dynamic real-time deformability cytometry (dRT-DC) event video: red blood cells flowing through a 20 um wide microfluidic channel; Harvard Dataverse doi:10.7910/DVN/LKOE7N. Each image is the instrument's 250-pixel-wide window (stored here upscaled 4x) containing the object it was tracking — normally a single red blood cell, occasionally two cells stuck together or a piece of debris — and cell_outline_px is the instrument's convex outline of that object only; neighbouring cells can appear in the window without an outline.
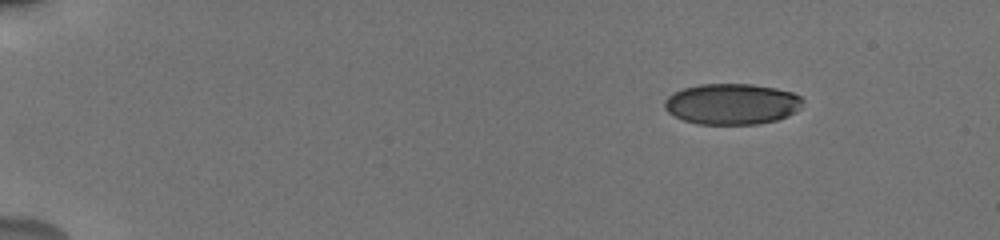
{"species": "human", "species_latin": "Homo sapiens", "temperature_condition": "cold", "stored_images_in_passage": 48, "camera_frame_rate_fps": 3000, "um_per_image_px": 0.085, "donor": {"sex": "male"}, "frame": {"image": 1, "passage_image": 1, "time_ms": 0.0, "image_size_px": [1000, 240], "cell_outline_px": [[804, 100], [800, 108], [788, 116], [776, 120], [756, 124], [696, 124], [684, 120], [668, 112], [664, 108], [664, 100], [668, 96], [684, 88], [700, 84], [752, 84], [776, 88], [792, 92], [800, 96]], "centroid_in_image_um": [62.22, 8.84], "position_along_channel_um": 22.8, "area_um2": 32.95}}
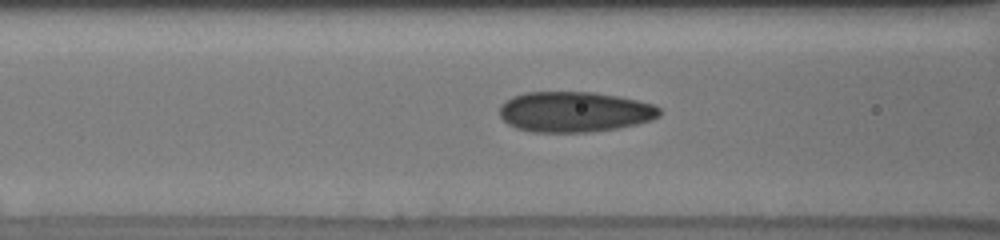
{"frame": {"image": 2, "passage_image": 18, "time_ms": 5.667, "image_size_px": [1000, 240], "cell_outline_px": [[660, 116], [652, 120], [636, 124], [616, 128], [588, 132], [532, 132], [516, 128], [508, 124], [500, 116], [500, 104], [512, 96], [524, 92], [596, 92], [636, 100], [652, 104], [660, 108]], "centroid_in_image_um": [48.8, 9.5], "position_along_channel_um": 117.8, "area_um2": 37.74}}
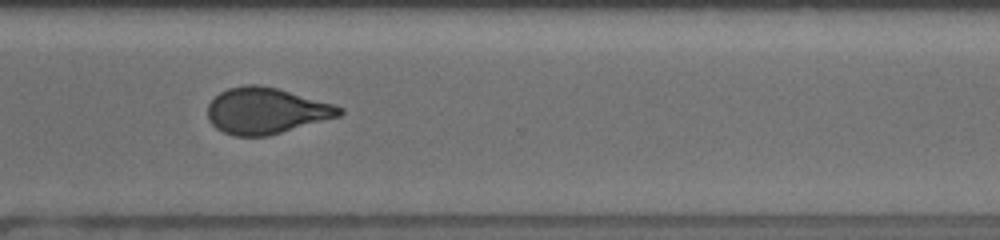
{"frame": {"image": 3, "passage_image": 36, "time_ms": 11.667, "image_size_px": [1000, 240], "cell_outline_px": [[344, 112], [340, 116], [268, 136], [232, 136], [216, 128], [208, 120], [208, 104], [220, 92], [228, 88], [244, 84], [256, 84], [276, 88], [332, 104], [344, 108]], "centroid_in_image_um": [22.6, 9.42], "position_along_channel_um": 348.0, "area_um2": 35.26}, "authors_computed_cell_mechanics": {"area_um2": 35.3736, "velocity_mm_per_s": 3.8405, "shape_relaxation_time_tau1_ms": 6.8864, "shape_relaxation_time_tau2_ms": 1.1868, "deformation_change_tau1": 0.1616, "deformation_change_tau2": 0.0631}}